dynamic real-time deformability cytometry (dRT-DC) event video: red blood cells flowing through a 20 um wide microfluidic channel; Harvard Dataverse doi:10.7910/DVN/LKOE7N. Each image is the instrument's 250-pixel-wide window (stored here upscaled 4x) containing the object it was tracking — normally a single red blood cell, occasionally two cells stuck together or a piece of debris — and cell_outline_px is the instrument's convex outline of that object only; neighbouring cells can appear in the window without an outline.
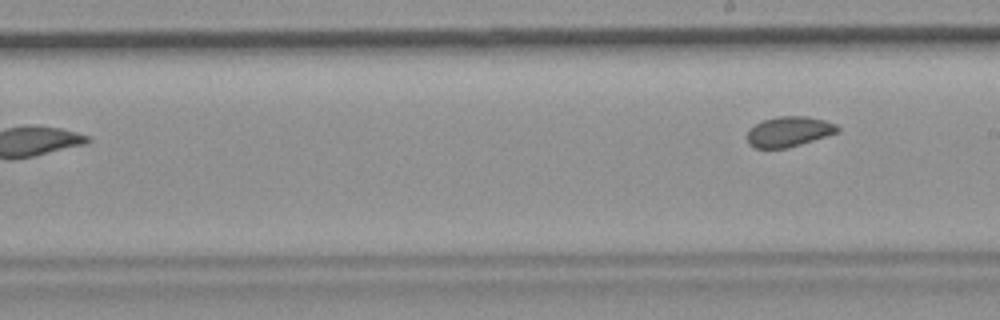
{"species": "common noctule bat (a hibernating species)", "species_latin": "Nyctalus noctula", "temperature_condition": "room temperature", "stored_images_in_passage": 8, "camera_frame_rate_fps": 3000, "um_per_image_px": 0.085, "animal": {"sex": "female", "body_mass_g": 19.9}, "frame": {"image": 1, "passage_image": 8, "time_ms": 9.333, "image_size_px": [1000, 320], "cell_outline_px": [[840, 128], [836, 132], [800, 144], [784, 148], [756, 148], [748, 144], [748, 128], [760, 120], [776, 116], [808, 116], [824, 120], [836, 124]], "centroid_in_image_um": [66.99, 11.16], "position_along_channel_um": 222.0, "area_um2": 15.84}}